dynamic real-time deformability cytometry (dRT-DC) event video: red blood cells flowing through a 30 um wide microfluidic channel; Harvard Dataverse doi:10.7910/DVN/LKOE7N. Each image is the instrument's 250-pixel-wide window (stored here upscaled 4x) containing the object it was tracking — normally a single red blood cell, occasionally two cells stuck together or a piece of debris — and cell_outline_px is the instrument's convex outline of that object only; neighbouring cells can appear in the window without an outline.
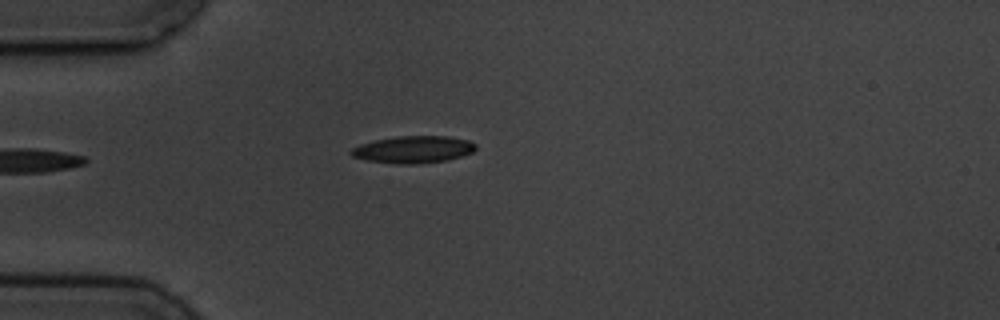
{"species": "common noctule bat (a hibernating species)", "species_latin": "Nyctalus noctula", "temperature_condition": "cold", "stored_images_in_passage": 2, "camera_frame_rate_fps": 3000, "um_per_image_px": 0.085, "animal": {"sex": "male", "body_mass_g": 19.5, "forearm_length_mm": 54.6}, "frame": {"image": 1, "passage_image": 2, "time_ms": 1.333, "image_size_px": [1000, 320], "cell_outline_px": [[476, 148], [472, 152], [460, 156], [444, 160], [416, 164], [400, 164], [368, 160], [352, 156], [348, 152], [352, 148], [360, 144], [372, 140], [396, 136], [448, 136], [468, 140], [476, 144]], "centroid_in_image_um": [35.1, 12.69], "position_along_channel_um": 49.9, "area_um2": 19.59}}